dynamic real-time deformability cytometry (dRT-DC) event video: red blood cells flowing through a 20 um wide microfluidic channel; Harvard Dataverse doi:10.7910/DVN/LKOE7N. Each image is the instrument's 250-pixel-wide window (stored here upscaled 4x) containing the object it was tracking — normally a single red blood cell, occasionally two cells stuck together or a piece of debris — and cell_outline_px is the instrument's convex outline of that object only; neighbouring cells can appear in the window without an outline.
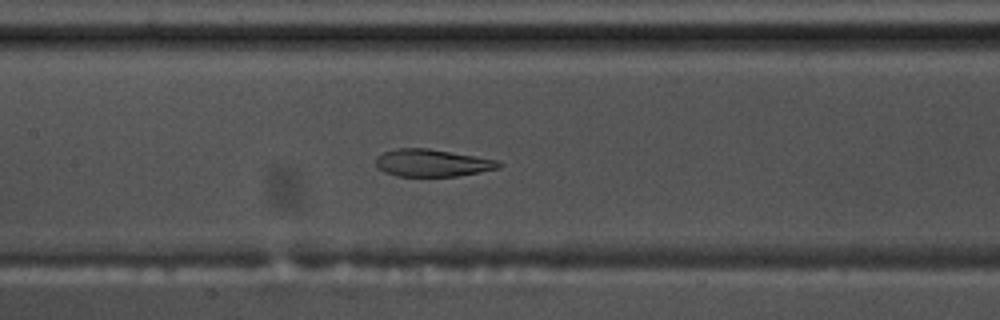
{"species": "common noctule bat (a hibernating species)", "species_latin": "Nyctalus noctula", "temperature_condition": "warm", "stored_images_in_passage": 56, "camera_frame_rate_fps": 3000, "um_per_image_px": 0.085, "animal": {"sex": "male", "body_mass_g": 17.5, "forearm_length_mm": 52.3}, "frame": {"image": 1, "passage_image": 27, "time_ms": 8.667, "image_size_px": [1000, 320], "cell_outline_px": [[504, 164], [500, 168], [480, 172], [456, 176], [396, 176], [384, 172], [376, 168], [376, 156], [384, 152], [396, 148], [428, 148], [500, 160]], "centroid_in_image_um": [36.75, 13.85], "position_along_channel_um": 170.6, "area_um2": 19.83}}
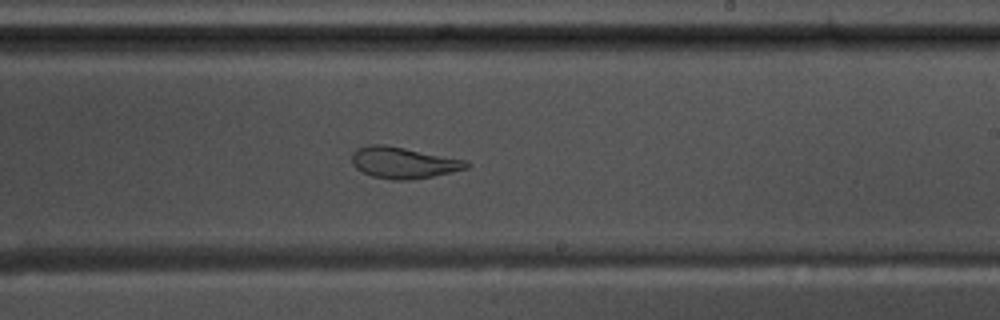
{"frame": {"image": 2, "passage_image": 34, "time_ms": 11.0, "image_size_px": [1000, 320], "cell_outline_px": [[472, 164], [468, 168], [452, 172], [432, 176], [408, 180], [392, 180], [372, 176], [356, 168], [352, 164], [352, 152], [356, 148], [368, 144], [384, 144], [464, 160]], "centroid_in_image_um": [34.25, 13.82], "position_along_channel_um": 254.7, "area_um2": 20.81}}
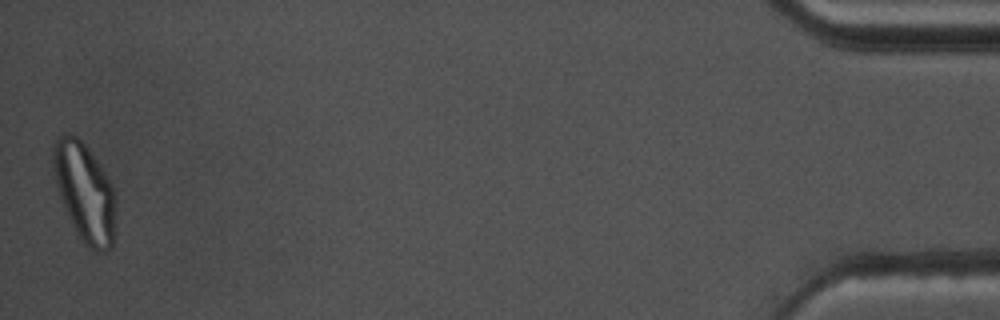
{"frame": {"image": 3, "passage_image": 56, "time_ms": 18.333, "image_size_px": [1000, 320], "cell_outline_px": [[116, 200], [112, 248], [104, 252], [92, 252], [84, 244], [76, 232], [64, 208], [56, 184], [52, 164], [52, 148], [56, 140], [64, 132], [68, 132], [76, 136], [84, 144], [96, 160], [112, 184]], "centroid_in_image_um": [7.19, 16.36], "position_along_channel_um": 428.0, "area_um2": 36.01}, "authors_computed_cell_mechanics": {"area_um2": 26.0967, "velocity_mm_per_s": 3.6182, "shape_relaxation_time_tau1_ms": null, "shape_relaxation_time_tau2_ms": 1.5897, "deformation_change_tau1": null, "deformation_change_tau2": 0.0838}}